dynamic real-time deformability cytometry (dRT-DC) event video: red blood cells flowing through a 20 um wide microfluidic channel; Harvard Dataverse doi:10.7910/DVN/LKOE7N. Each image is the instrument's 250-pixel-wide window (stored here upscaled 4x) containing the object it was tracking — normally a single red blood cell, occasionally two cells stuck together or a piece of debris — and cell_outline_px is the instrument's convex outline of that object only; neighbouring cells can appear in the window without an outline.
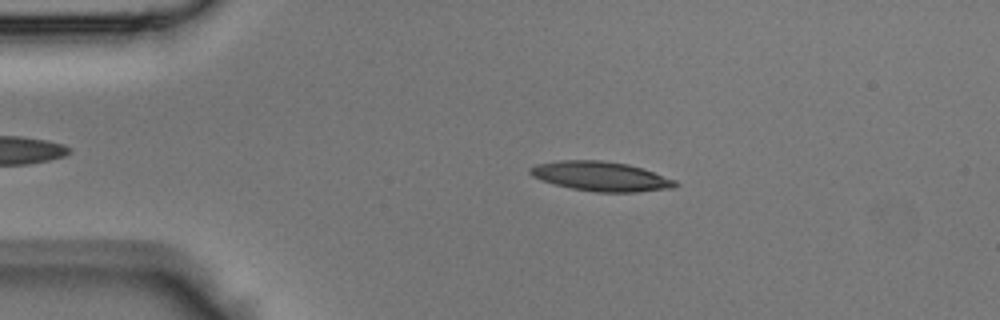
{"species": "Egyptian fruit bat (a non-hibernating species)", "species_latin": "Rousettus aegyptiacus", "temperature_condition": "room temperature", "stored_images_in_passage": 42, "camera_frame_rate_fps": 3000, "um_per_image_px": 0.085, "animal": {"sex": "male"}, "frame": {"image": 1, "passage_image": 8, "time_ms": 2.333, "image_size_px": [1000, 320], "cell_outline_px": [[680, 184], [672, 188], [636, 192], [596, 192], [572, 188], [556, 184], [532, 176], [528, 172], [528, 168], [536, 164], [560, 160], [604, 160], [628, 164], [676, 180]], "centroid_in_image_um": [51.07, 14.98], "position_along_channel_um": 33.9, "area_um2": 24.8}}
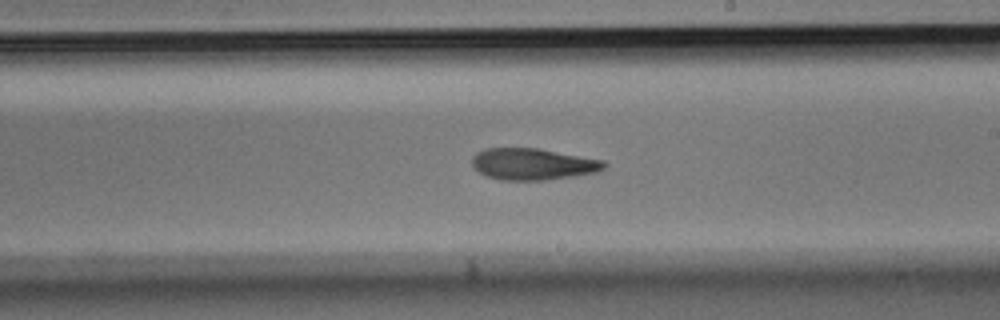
{"frame": {"image": 2, "passage_image": 24, "time_ms": 7.667, "image_size_px": [1000, 320], "cell_outline_px": [[608, 164], [604, 168], [596, 172], [572, 176], [544, 180], [500, 180], [488, 176], [480, 172], [472, 164], [472, 156], [476, 152], [484, 148], [536, 148], [604, 160]], "centroid_in_image_um": [45.28, 13.94], "position_along_channel_um": 243.7, "area_um2": 24.16}}
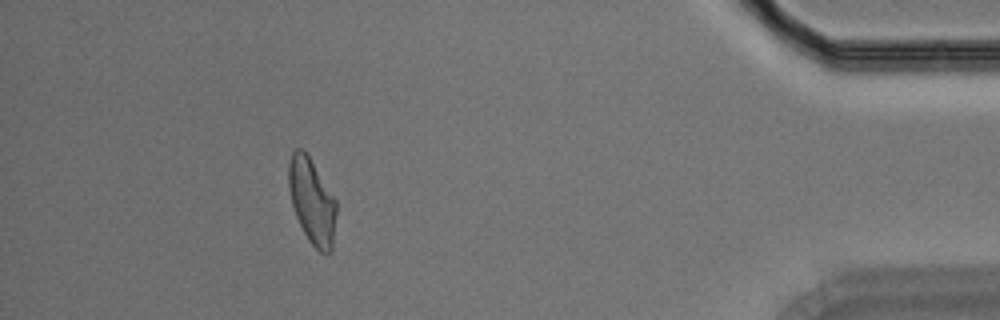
{"frame": {"image": 3, "passage_image": 38, "time_ms": 12.333, "image_size_px": [1000, 320], "cell_outline_px": [[336, 212], [332, 252], [320, 252], [308, 240], [296, 216], [292, 204], [288, 188], [288, 164], [292, 152], [296, 148], [300, 148], [308, 156], [336, 200]], "centroid_in_image_um": [26.5, 17.11], "position_along_channel_um": 408.7, "area_um2": 23.41}}